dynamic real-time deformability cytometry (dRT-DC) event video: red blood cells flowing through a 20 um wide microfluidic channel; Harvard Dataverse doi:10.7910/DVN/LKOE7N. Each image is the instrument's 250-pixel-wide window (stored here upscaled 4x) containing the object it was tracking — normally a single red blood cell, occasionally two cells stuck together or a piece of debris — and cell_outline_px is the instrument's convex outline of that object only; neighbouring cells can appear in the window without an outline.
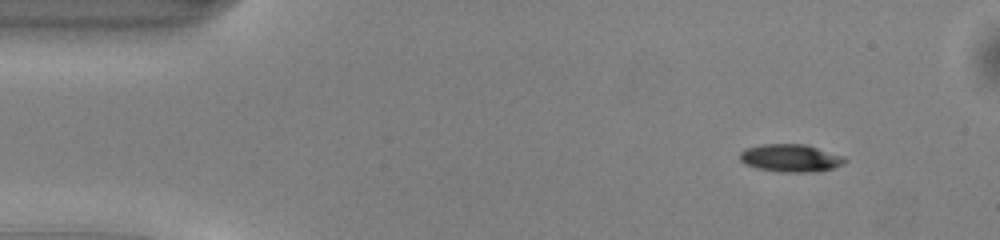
{"species": "common noctule bat (a hibernating species)", "species_latin": "Nyctalus noctula", "temperature_condition": "warm", "stored_images_in_passage": 45, "camera_frame_rate_fps": 3000, "um_per_image_px": 0.085, "animal": {"sex": "male", "body_mass_g": 13.0, "forearm_length_mm": 53.1}, "frame": {"image": 1, "passage_image": 1, "time_ms": 0.0, "image_size_px": [1000, 240], "cell_outline_px": [[848, 160], [844, 164], [832, 168], [812, 172], [780, 172], [760, 168], [748, 164], [740, 160], [740, 152], [744, 148], [760, 144], [804, 144], [844, 156]], "centroid_in_image_um": [67.21, 13.42], "position_along_channel_um": 17.8, "area_um2": 16.82}}
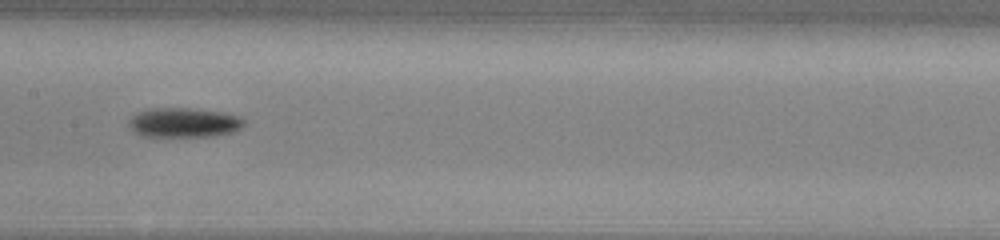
{"frame": {"image": 2, "passage_image": 20, "time_ms": 6.333, "image_size_px": [1000, 240], "cell_outline_px": [[244, 124], [240, 128], [232, 132], [212, 136], [140, 136], [128, 124], [128, 120], [136, 112], [144, 108], [192, 108], [224, 112], [240, 116], [244, 120]], "centroid_in_image_um": [15.61, 10.4], "position_along_channel_um": 191.8, "area_um2": 20.0}}
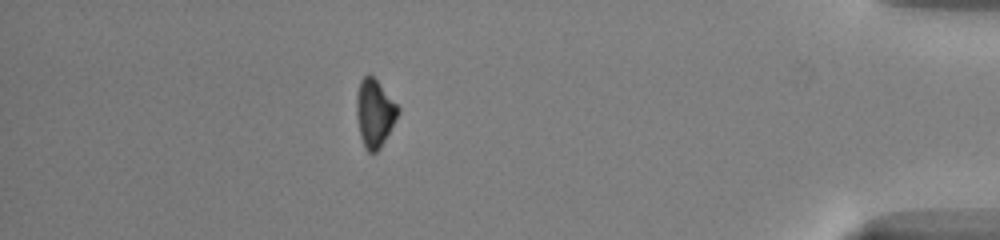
{"frame": {"image": 3, "passage_image": 39, "time_ms": 12.667, "image_size_px": [1000, 240], "cell_outline_px": [[400, 112], [380, 148], [376, 152], [368, 152], [364, 148], [360, 136], [356, 116], [356, 96], [360, 80], [368, 72], [376, 80], [400, 108]], "centroid_in_image_um": [31.82, 9.61], "position_along_channel_um": 403.4, "area_um2": 16.36}, "authors_computed_cell_mechanics": {"area_um2": 17.7446, "velocity_mm_per_s": 4.1549, "shape_relaxation_time_tau1_ms": 2.1327, "shape_relaxation_time_tau2_ms": null, "deformation_change_tau1": 0.0994, "deformation_change_tau2": null}}